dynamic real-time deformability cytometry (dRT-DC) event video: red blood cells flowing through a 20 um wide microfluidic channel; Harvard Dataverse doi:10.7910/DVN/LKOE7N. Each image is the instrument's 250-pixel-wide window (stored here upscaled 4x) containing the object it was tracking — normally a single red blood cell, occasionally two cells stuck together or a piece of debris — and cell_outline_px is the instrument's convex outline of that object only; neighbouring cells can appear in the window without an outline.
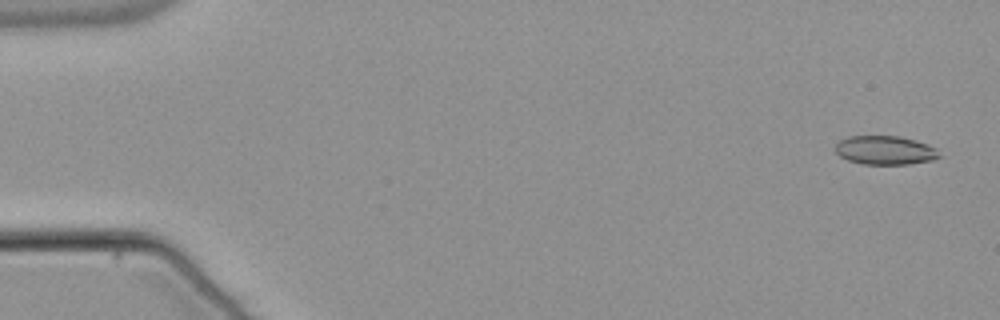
{"species": "common noctule bat (a hibernating species)", "species_latin": "Nyctalus noctula", "temperature_condition": "warm", "stored_images_in_passage": 55, "camera_frame_rate_fps": 3000, "um_per_image_px": 0.085, "animal": {"sex": "male", "body_mass_g": 21.5, "forearm_length_mm": 52.0}, "frame": {"image": 1, "passage_image": 3, "time_ms": 0.667, "image_size_px": [1000, 320], "cell_outline_px": [[944, 156], [932, 160], [908, 164], [864, 164], [848, 160], [840, 156], [836, 152], [836, 144], [840, 140], [848, 136], [900, 136], [928, 144], [936, 148]], "centroid_in_image_um": [75.28, 12.77], "position_along_channel_um": 9.7, "area_um2": 17.51}}
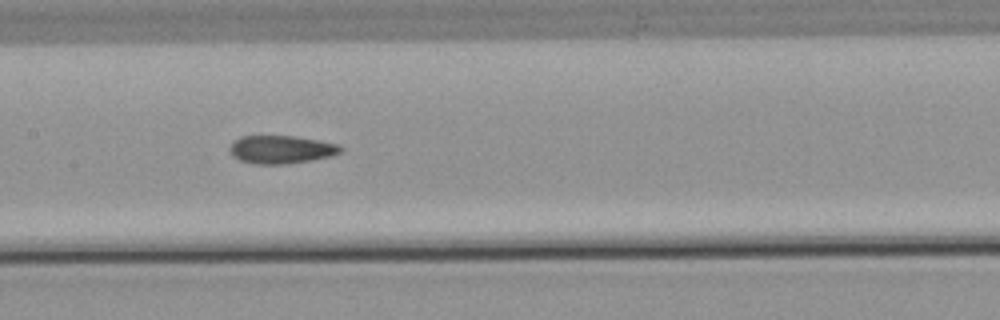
{"frame": {"image": 2, "passage_image": 28, "time_ms": 9.0, "image_size_px": [1000, 320], "cell_outline_px": [[344, 148], [340, 152], [332, 156], [312, 160], [288, 164], [256, 164], [240, 160], [232, 156], [228, 148], [232, 140], [240, 136], [296, 136], [340, 144]], "centroid_in_image_um": [23.89, 12.7], "position_along_channel_um": 183.5, "area_um2": 18.44}}
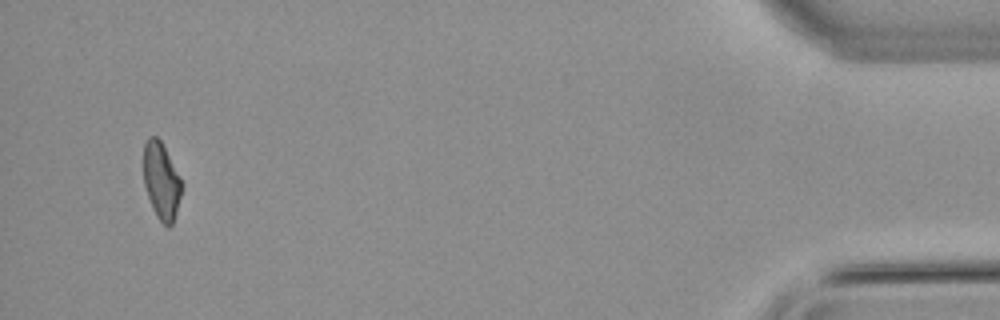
{"frame": {"image": 3, "passage_image": 53, "time_ms": 17.333, "image_size_px": [1000, 320], "cell_outline_px": [[180, 196], [176, 212], [172, 224], [168, 228], [156, 216], [152, 208], [144, 184], [144, 144], [148, 136], [156, 136], [160, 140], [180, 176]], "centroid_in_image_um": [13.69, 15.37], "position_along_channel_um": 421.5, "area_um2": 16.7}, "authors_computed_cell_mechanics": {"area_um2": 18.1492, "velocity_mm_per_s": 3.8101, "shape_relaxation_time_tau1_ms": null, "shape_relaxation_time_tau2_ms": 3.4926, "deformation_change_tau1": null, "deformation_change_tau2": 0.092}}